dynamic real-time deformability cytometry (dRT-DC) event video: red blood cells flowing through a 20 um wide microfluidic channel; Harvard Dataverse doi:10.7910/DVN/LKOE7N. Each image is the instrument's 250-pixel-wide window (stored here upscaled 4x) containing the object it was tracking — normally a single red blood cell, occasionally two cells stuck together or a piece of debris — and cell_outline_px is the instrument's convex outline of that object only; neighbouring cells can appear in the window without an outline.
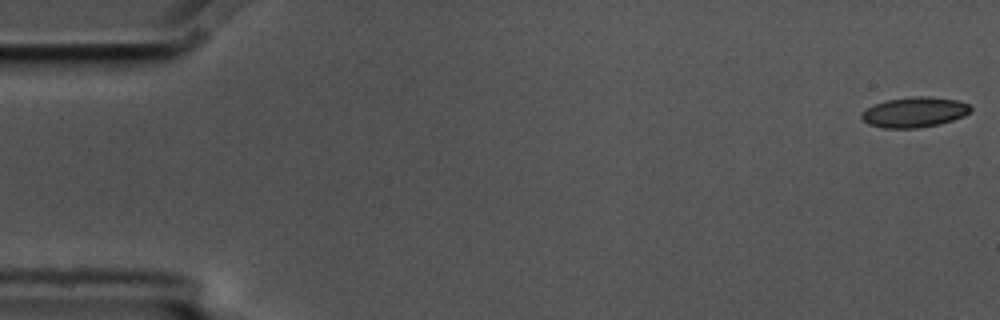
{"species": "common noctule bat (a hibernating species)", "species_latin": "Nyctalus noctula", "temperature_condition": "cold", "stored_images_in_passage": 8, "camera_frame_rate_fps": 3000, "um_per_image_px": 0.085, "animal": {"sex": "male", "body_mass_g": 17.5, "forearm_length_mm": 52.3}, "frame": {"image": 1, "passage_image": 1, "time_ms": 0.0, "image_size_px": [1000, 320], "cell_outline_px": [[972, 108], [964, 116], [940, 124], [920, 128], [884, 128], [868, 124], [860, 116], [860, 112], [872, 104], [888, 100], [912, 96], [928, 96], [960, 100], [968, 104]], "centroid_in_image_um": [77.71, 9.53], "position_along_channel_um": 7.3, "area_um2": 19.42}}
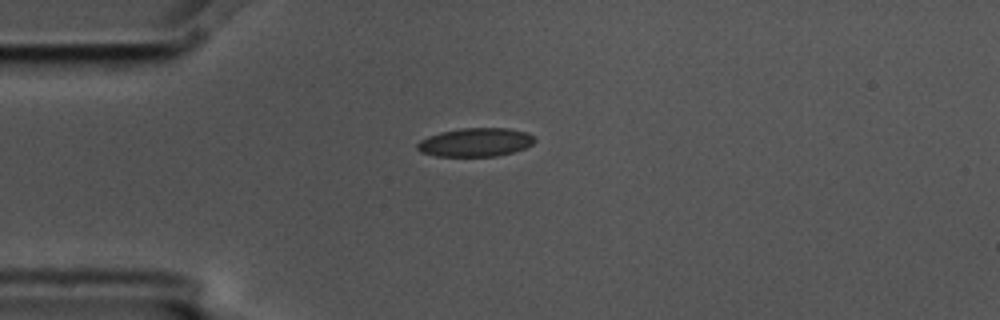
{"frame": {"image": 2, "passage_image": 5, "time_ms": 1.333, "image_size_px": [1000, 320], "cell_outline_px": [[536, 140], [532, 144], [524, 148], [512, 152], [496, 156], [436, 156], [420, 152], [416, 148], [416, 144], [420, 140], [428, 136], [440, 132], [460, 128], [508, 128], [528, 132], [536, 136]], "centroid_in_image_um": [40.42, 12.08], "position_along_channel_um": 44.6, "area_um2": 19.71}}
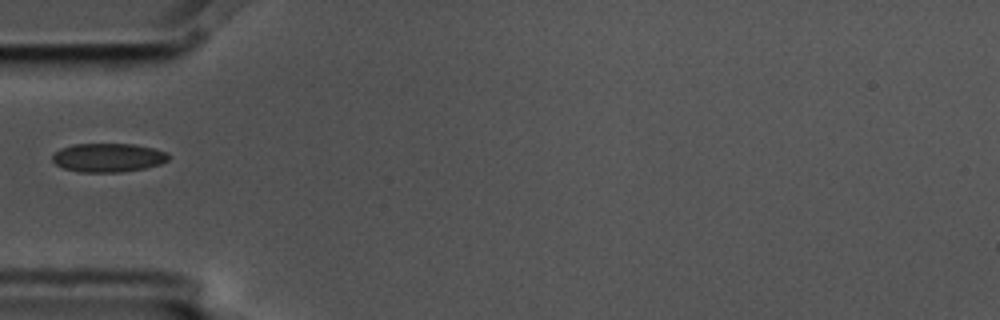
{"frame": {"image": 3, "passage_image": 6, "time_ms": 1.667, "image_size_px": [1000, 320], "cell_outline_px": [[168, 160], [160, 164], [144, 168], [120, 172], [80, 172], [64, 168], [56, 164], [52, 160], [52, 156], [60, 148], [72, 144], [136, 144], [156, 148], [168, 152]], "centroid_in_image_um": [9.21, 13.38], "position_along_channel_um": 75.8, "area_um2": 19.54}}